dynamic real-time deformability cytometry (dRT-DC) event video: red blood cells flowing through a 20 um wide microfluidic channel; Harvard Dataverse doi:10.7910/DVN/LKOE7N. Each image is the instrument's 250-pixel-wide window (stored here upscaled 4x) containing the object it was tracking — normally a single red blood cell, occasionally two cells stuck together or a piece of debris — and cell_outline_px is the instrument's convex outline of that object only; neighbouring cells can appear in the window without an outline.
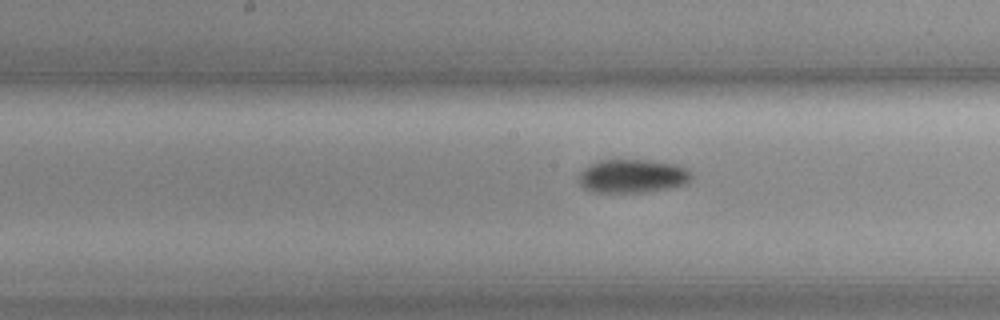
{"species": "common noctule bat (a hibernating species)", "species_latin": "Nyctalus noctula", "temperature_condition": "cold", "stored_images_in_passage": 41, "camera_frame_rate_fps": 3000, "um_per_image_px": 0.085, "animal": {"sex": "female", "body_mass_g": 19.3, "forearm_length_mm": 54.1}, "frame": {"image": 1, "passage_image": 20, "time_ms": 6.333, "image_size_px": [1000, 320], "cell_outline_px": [[692, 176], [688, 184], [668, 188], [644, 192], [596, 192], [584, 188], [580, 184], [580, 172], [584, 168], [600, 160], [652, 160], [676, 164], [688, 168], [692, 172]], "centroid_in_image_um": [53.83, 14.96], "position_along_channel_um": 194.4, "area_um2": 22.08}}
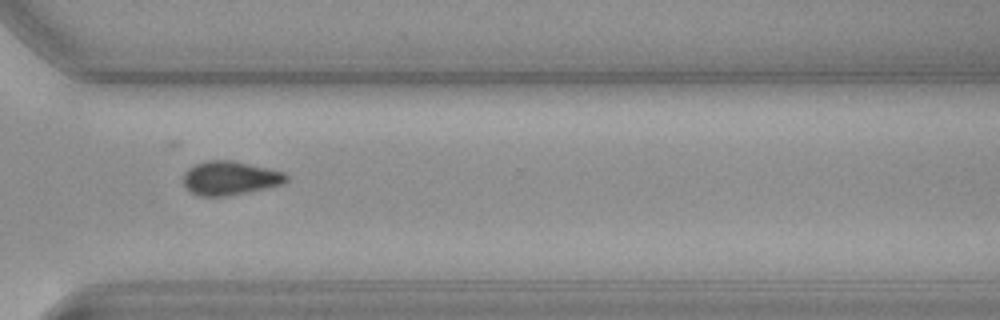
{"frame": {"image": 2, "passage_image": 33, "time_ms": 10.667, "image_size_px": [1000, 320], "cell_outline_px": [[288, 180], [284, 184], [248, 192], [228, 196], [200, 196], [192, 192], [184, 184], [184, 172], [188, 168], [196, 164], [208, 160], [232, 160], [268, 168], [284, 172], [288, 176]], "centroid_in_image_um": [19.58, 15.14], "position_along_channel_um": 351.0, "area_um2": 20.29}}
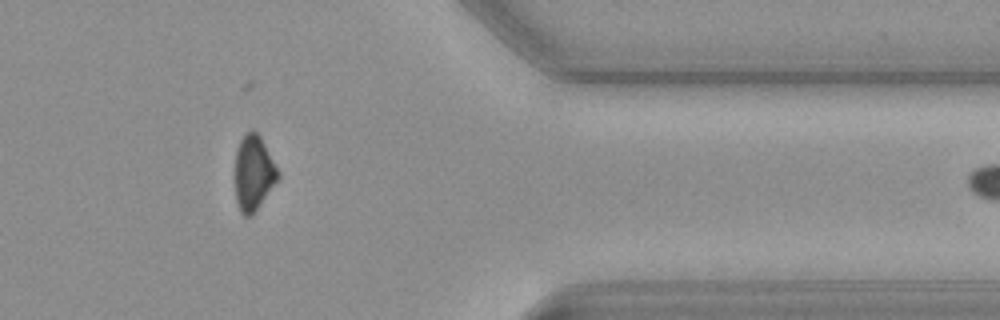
{"frame": {"image": 3, "passage_image": 38, "time_ms": 12.333, "image_size_px": [1000, 320], "cell_outline_px": [[280, 176], [252, 216], [244, 216], [240, 212], [236, 200], [236, 152], [240, 140], [252, 128], [260, 136], [280, 172]], "centroid_in_image_um": [21.56, 14.71], "position_along_channel_um": 389.8, "area_um2": 18.55}}